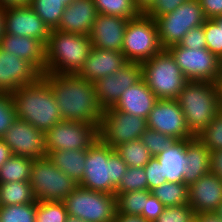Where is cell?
<instances>
[{
	"label": "cell",
	"instance_id": "d4e9b609",
	"mask_svg": "<svg viewBox=\"0 0 222 222\" xmlns=\"http://www.w3.org/2000/svg\"><path fill=\"white\" fill-rule=\"evenodd\" d=\"M186 166L182 181L190 185L210 172V150L197 138L185 140Z\"/></svg>",
	"mask_w": 222,
	"mask_h": 222
},
{
	"label": "cell",
	"instance_id": "4fadbf2b",
	"mask_svg": "<svg viewBox=\"0 0 222 222\" xmlns=\"http://www.w3.org/2000/svg\"><path fill=\"white\" fill-rule=\"evenodd\" d=\"M167 50L188 80L217 83L221 60L207 48L194 51L176 44Z\"/></svg>",
	"mask_w": 222,
	"mask_h": 222
},
{
	"label": "cell",
	"instance_id": "83f0119b",
	"mask_svg": "<svg viewBox=\"0 0 222 222\" xmlns=\"http://www.w3.org/2000/svg\"><path fill=\"white\" fill-rule=\"evenodd\" d=\"M34 201L29 181L0 183V206L28 204Z\"/></svg>",
	"mask_w": 222,
	"mask_h": 222
},
{
	"label": "cell",
	"instance_id": "b9f144b4",
	"mask_svg": "<svg viewBox=\"0 0 222 222\" xmlns=\"http://www.w3.org/2000/svg\"><path fill=\"white\" fill-rule=\"evenodd\" d=\"M16 119L13 99L9 93L0 92V138Z\"/></svg>",
	"mask_w": 222,
	"mask_h": 222
},
{
	"label": "cell",
	"instance_id": "816d5d0a",
	"mask_svg": "<svg viewBox=\"0 0 222 222\" xmlns=\"http://www.w3.org/2000/svg\"><path fill=\"white\" fill-rule=\"evenodd\" d=\"M12 155L11 148L0 138V168Z\"/></svg>",
	"mask_w": 222,
	"mask_h": 222
},
{
	"label": "cell",
	"instance_id": "1f68e13d",
	"mask_svg": "<svg viewBox=\"0 0 222 222\" xmlns=\"http://www.w3.org/2000/svg\"><path fill=\"white\" fill-rule=\"evenodd\" d=\"M30 7L50 30L56 29L59 26L62 14L66 8L63 0H32Z\"/></svg>",
	"mask_w": 222,
	"mask_h": 222
},
{
	"label": "cell",
	"instance_id": "ab89813d",
	"mask_svg": "<svg viewBox=\"0 0 222 222\" xmlns=\"http://www.w3.org/2000/svg\"><path fill=\"white\" fill-rule=\"evenodd\" d=\"M140 140L153 157H157L176 142L171 136L148 128L143 132Z\"/></svg>",
	"mask_w": 222,
	"mask_h": 222
},
{
	"label": "cell",
	"instance_id": "7a4b0ae2",
	"mask_svg": "<svg viewBox=\"0 0 222 222\" xmlns=\"http://www.w3.org/2000/svg\"><path fill=\"white\" fill-rule=\"evenodd\" d=\"M16 118L22 119L44 133L63 121L52 89L41 76L10 94Z\"/></svg>",
	"mask_w": 222,
	"mask_h": 222
},
{
	"label": "cell",
	"instance_id": "836d02e7",
	"mask_svg": "<svg viewBox=\"0 0 222 222\" xmlns=\"http://www.w3.org/2000/svg\"><path fill=\"white\" fill-rule=\"evenodd\" d=\"M97 12L132 19L141 14L134 0H93Z\"/></svg>",
	"mask_w": 222,
	"mask_h": 222
},
{
	"label": "cell",
	"instance_id": "277c9868",
	"mask_svg": "<svg viewBox=\"0 0 222 222\" xmlns=\"http://www.w3.org/2000/svg\"><path fill=\"white\" fill-rule=\"evenodd\" d=\"M176 100L185 117L189 131L196 137L222 108L217 83L188 81Z\"/></svg>",
	"mask_w": 222,
	"mask_h": 222
},
{
	"label": "cell",
	"instance_id": "ac0fdd59",
	"mask_svg": "<svg viewBox=\"0 0 222 222\" xmlns=\"http://www.w3.org/2000/svg\"><path fill=\"white\" fill-rule=\"evenodd\" d=\"M50 32L30 6L4 10V33L36 38L46 45Z\"/></svg>",
	"mask_w": 222,
	"mask_h": 222
},
{
	"label": "cell",
	"instance_id": "681fc988",
	"mask_svg": "<svg viewBox=\"0 0 222 222\" xmlns=\"http://www.w3.org/2000/svg\"><path fill=\"white\" fill-rule=\"evenodd\" d=\"M32 0H0V6L3 9L28 7L31 6Z\"/></svg>",
	"mask_w": 222,
	"mask_h": 222
},
{
	"label": "cell",
	"instance_id": "7c38bea8",
	"mask_svg": "<svg viewBox=\"0 0 222 222\" xmlns=\"http://www.w3.org/2000/svg\"><path fill=\"white\" fill-rule=\"evenodd\" d=\"M147 128L146 118L109 107L103 110L99 124V139L115 149L123 143L139 140Z\"/></svg>",
	"mask_w": 222,
	"mask_h": 222
},
{
	"label": "cell",
	"instance_id": "d6986e66",
	"mask_svg": "<svg viewBox=\"0 0 222 222\" xmlns=\"http://www.w3.org/2000/svg\"><path fill=\"white\" fill-rule=\"evenodd\" d=\"M129 20L98 13L89 34L92 48L121 52L124 32Z\"/></svg>",
	"mask_w": 222,
	"mask_h": 222
},
{
	"label": "cell",
	"instance_id": "3957f363",
	"mask_svg": "<svg viewBox=\"0 0 222 222\" xmlns=\"http://www.w3.org/2000/svg\"><path fill=\"white\" fill-rule=\"evenodd\" d=\"M127 164L114 148L98 139L87 149L80 187L115 195Z\"/></svg>",
	"mask_w": 222,
	"mask_h": 222
},
{
	"label": "cell",
	"instance_id": "6da1fadb",
	"mask_svg": "<svg viewBox=\"0 0 222 222\" xmlns=\"http://www.w3.org/2000/svg\"><path fill=\"white\" fill-rule=\"evenodd\" d=\"M42 77L52 89L63 120L100 124L104 109L93 82L77 74L48 73Z\"/></svg>",
	"mask_w": 222,
	"mask_h": 222
},
{
	"label": "cell",
	"instance_id": "30bf717a",
	"mask_svg": "<svg viewBox=\"0 0 222 222\" xmlns=\"http://www.w3.org/2000/svg\"><path fill=\"white\" fill-rule=\"evenodd\" d=\"M206 20L199 0H187L173 12L157 17L155 21L162 48L179 44L189 30L203 25Z\"/></svg>",
	"mask_w": 222,
	"mask_h": 222
},
{
	"label": "cell",
	"instance_id": "5bb4252c",
	"mask_svg": "<svg viewBox=\"0 0 222 222\" xmlns=\"http://www.w3.org/2000/svg\"><path fill=\"white\" fill-rule=\"evenodd\" d=\"M148 129L171 136L176 141L195 137L188 129L184 113L176 99H158L147 118Z\"/></svg>",
	"mask_w": 222,
	"mask_h": 222
},
{
	"label": "cell",
	"instance_id": "7402d4cb",
	"mask_svg": "<svg viewBox=\"0 0 222 222\" xmlns=\"http://www.w3.org/2000/svg\"><path fill=\"white\" fill-rule=\"evenodd\" d=\"M97 15L93 0H75L65 8L56 29L65 33L89 35Z\"/></svg>",
	"mask_w": 222,
	"mask_h": 222
},
{
	"label": "cell",
	"instance_id": "9a60e30c",
	"mask_svg": "<svg viewBox=\"0 0 222 222\" xmlns=\"http://www.w3.org/2000/svg\"><path fill=\"white\" fill-rule=\"evenodd\" d=\"M1 139L13 155L34 160L47 156L45 133L22 119L16 118Z\"/></svg>",
	"mask_w": 222,
	"mask_h": 222
},
{
	"label": "cell",
	"instance_id": "e0dca14e",
	"mask_svg": "<svg viewBox=\"0 0 222 222\" xmlns=\"http://www.w3.org/2000/svg\"><path fill=\"white\" fill-rule=\"evenodd\" d=\"M41 76L42 73L32 63L0 48V92L11 94Z\"/></svg>",
	"mask_w": 222,
	"mask_h": 222
},
{
	"label": "cell",
	"instance_id": "e575fe53",
	"mask_svg": "<svg viewBox=\"0 0 222 222\" xmlns=\"http://www.w3.org/2000/svg\"><path fill=\"white\" fill-rule=\"evenodd\" d=\"M0 222H36V200L28 204L0 206Z\"/></svg>",
	"mask_w": 222,
	"mask_h": 222
},
{
	"label": "cell",
	"instance_id": "484cf974",
	"mask_svg": "<svg viewBox=\"0 0 222 222\" xmlns=\"http://www.w3.org/2000/svg\"><path fill=\"white\" fill-rule=\"evenodd\" d=\"M86 150H56L47 152L48 158L78 185L82 181L86 162Z\"/></svg>",
	"mask_w": 222,
	"mask_h": 222
},
{
	"label": "cell",
	"instance_id": "52a82bcc",
	"mask_svg": "<svg viewBox=\"0 0 222 222\" xmlns=\"http://www.w3.org/2000/svg\"><path fill=\"white\" fill-rule=\"evenodd\" d=\"M156 21L146 13L129 20L121 48L128 62L142 63L162 50Z\"/></svg>",
	"mask_w": 222,
	"mask_h": 222
},
{
	"label": "cell",
	"instance_id": "f5cc1de1",
	"mask_svg": "<svg viewBox=\"0 0 222 222\" xmlns=\"http://www.w3.org/2000/svg\"><path fill=\"white\" fill-rule=\"evenodd\" d=\"M113 222H148L142 216L115 214Z\"/></svg>",
	"mask_w": 222,
	"mask_h": 222
},
{
	"label": "cell",
	"instance_id": "ffe728a7",
	"mask_svg": "<svg viewBox=\"0 0 222 222\" xmlns=\"http://www.w3.org/2000/svg\"><path fill=\"white\" fill-rule=\"evenodd\" d=\"M222 203V180L211 172L189 185L188 205L195 214L215 212Z\"/></svg>",
	"mask_w": 222,
	"mask_h": 222
},
{
	"label": "cell",
	"instance_id": "7dc6e473",
	"mask_svg": "<svg viewBox=\"0 0 222 222\" xmlns=\"http://www.w3.org/2000/svg\"><path fill=\"white\" fill-rule=\"evenodd\" d=\"M207 19L222 15V0H199Z\"/></svg>",
	"mask_w": 222,
	"mask_h": 222
},
{
	"label": "cell",
	"instance_id": "7bdbcfd3",
	"mask_svg": "<svg viewBox=\"0 0 222 222\" xmlns=\"http://www.w3.org/2000/svg\"><path fill=\"white\" fill-rule=\"evenodd\" d=\"M144 171L147 177L148 190L150 192L167 181L157 157H153L144 166Z\"/></svg>",
	"mask_w": 222,
	"mask_h": 222
},
{
	"label": "cell",
	"instance_id": "74e56055",
	"mask_svg": "<svg viewBox=\"0 0 222 222\" xmlns=\"http://www.w3.org/2000/svg\"><path fill=\"white\" fill-rule=\"evenodd\" d=\"M210 151L222 149V108L206 128L196 136Z\"/></svg>",
	"mask_w": 222,
	"mask_h": 222
},
{
	"label": "cell",
	"instance_id": "680465c9",
	"mask_svg": "<svg viewBox=\"0 0 222 222\" xmlns=\"http://www.w3.org/2000/svg\"><path fill=\"white\" fill-rule=\"evenodd\" d=\"M215 213L218 215L219 218L222 219V203L218 207V209L215 211Z\"/></svg>",
	"mask_w": 222,
	"mask_h": 222
},
{
	"label": "cell",
	"instance_id": "ee69618b",
	"mask_svg": "<svg viewBox=\"0 0 222 222\" xmlns=\"http://www.w3.org/2000/svg\"><path fill=\"white\" fill-rule=\"evenodd\" d=\"M181 47L198 50L207 48L204 26L200 25L189 30L178 44Z\"/></svg>",
	"mask_w": 222,
	"mask_h": 222
},
{
	"label": "cell",
	"instance_id": "603a6c76",
	"mask_svg": "<svg viewBox=\"0 0 222 222\" xmlns=\"http://www.w3.org/2000/svg\"><path fill=\"white\" fill-rule=\"evenodd\" d=\"M0 48L10 54L16 55L18 58L29 61L44 74L46 47L42 41L27 36L4 33L0 41Z\"/></svg>",
	"mask_w": 222,
	"mask_h": 222
},
{
	"label": "cell",
	"instance_id": "cb8c5ba5",
	"mask_svg": "<svg viewBox=\"0 0 222 222\" xmlns=\"http://www.w3.org/2000/svg\"><path fill=\"white\" fill-rule=\"evenodd\" d=\"M157 100L155 94L141 78L122 93L112 108L147 119Z\"/></svg>",
	"mask_w": 222,
	"mask_h": 222
},
{
	"label": "cell",
	"instance_id": "60d3db41",
	"mask_svg": "<svg viewBox=\"0 0 222 222\" xmlns=\"http://www.w3.org/2000/svg\"><path fill=\"white\" fill-rule=\"evenodd\" d=\"M196 214L188 205L165 207L164 212L154 222H195Z\"/></svg>",
	"mask_w": 222,
	"mask_h": 222
},
{
	"label": "cell",
	"instance_id": "f546056e",
	"mask_svg": "<svg viewBox=\"0 0 222 222\" xmlns=\"http://www.w3.org/2000/svg\"><path fill=\"white\" fill-rule=\"evenodd\" d=\"M151 193L160 200L165 207L188 204L189 186L183 181H166L154 188Z\"/></svg>",
	"mask_w": 222,
	"mask_h": 222
},
{
	"label": "cell",
	"instance_id": "f35d334b",
	"mask_svg": "<svg viewBox=\"0 0 222 222\" xmlns=\"http://www.w3.org/2000/svg\"><path fill=\"white\" fill-rule=\"evenodd\" d=\"M148 190L144 167H128L115 192Z\"/></svg>",
	"mask_w": 222,
	"mask_h": 222
},
{
	"label": "cell",
	"instance_id": "f6af8a7d",
	"mask_svg": "<svg viewBox=\"0 0 222 222\" xmlns=\"http://www.w3.org/2000/svg\"><path fill=\"white\" fill-rule=\"evenodd\" d=\"M186 1L187 0H156L146 14L155 20L157 17L173 12Z\"/></svg>",
	"mask_w": 222,
	"mask_h": 222
},
{
	"label": "cell",
	"instance_id": "8fae6325",
	"mask_svg": "<svg viewBox=\"0 0 222 222\" xmlns=\"http://www.w3.org/2000/svg\"><path fill=\"white\" fill-rule=\"evenodd\" d=\"M99 139V124L61 121L45 132L47 152L86 150Z\"/></svg>",
	"mask_w": 222,
	"mask_h": 222
},
{
	"label": "cell",
	"instance_id": "91938a15",
	"mask_svg": "<svg viewBox=\"0 0 222 222\" xmlns=\"http://www.w3.org/2000/svg\"><path fill=\"white\" fill-rule=\"evenodd\" d=\"M64 1V5L67 7L69 6L71 3H73L75 0H63Z\"/></svg>",
	"mask_w": 222,
	"mask_h": 222
},
{
	"label": "cell",
	"instance_id": "5b68a950",
	"mask_svg": "<svg viewBox=\"0 0 222 222\" xmlns=\"http://www.w3.org/2000/svg\"><path fill=\"white\" fill-rule=\"evenodd\" d=\"M45 47L44 74H77L90 54L92 43L89 35L65 33L53 29Z\"/></svg>",
	"mask_w": 222,
	"mask_h": 222
},
{
	"label": "cell",
	"instance_id": "4dcf8cb0",
	"mask_svg": "<svg viewBox=\"0 0 222 222\" xmlns=\"http://www.w3.org/2000/svg\"><path fill=\"white\" fill-rule=\"evenodd\" d=\"M150 193L149 190L115 192L116 213L141 216Z\"/></svg>",
	"mask_w": 222,
	"mask_h": 222
},
{
	"label": "cell",
	"instance_id": "f1b7e54d",
	"mask_svg": "<svg viewBox=\"0 0 222 222\" xmlns=\"http://www.w3.org/2000/svg\"><path fill=\"white\" fill-rule=\"evenodd\" d=\"M34 159L12 155L0 168V183L30 181Z\"/></svg>",
	"mask_w": 222,
	"mask_h": 222
},
{
	"label": "cell",
	"instance_id": "11a10c76",
	"mask_svg": "<svg viewBox=\"0 0 222 222\" xmlns=\"http://www.w3.org/2000/svg\"><path fill=\"white\" fill-rule=\"evenodd\" d=\"M4 10L5 9L0 6V41L4 34Z\"/></svg>",
	"mask_w": 222,
	"mask_h": 222
},
{
	"label": "cell",
	"instance_id": "9f6ffc18",
	"mask_svg": "<svg viewBox=\"0 0 222 222\" xmlns=\"http://www.w3.org/2000/svg\"><path fill=\"white\" fill-rule=\"evenodd\" d=\"M217 86L220 89V97L222 102V59L220 61V73H219V79L217 81Z\"/></svg>",
	"mask_w": 222,
	"mask_h": 222
},
{
	"label": "cell",
	"instance_id": "ba28073f",
	"mask_svg": "<svg viewBox=\"0 0 222 222\" xmlns=\"http://www.w3.org/2000/svg\"><path fill=\"white\" fill-rule=\"evenodd\" d=\"M29 182L36 201L63 202L79 186L48 156L33 161Z\"/></svg>",
	"mask_w": 222,
	"mask_h": 222
},
{
	"label": "cell",
	"instance_id": "d6a6232c",
	"mask_svg": "<svg viewBox=\"0 0 222 222\" xmlns=\"http://www.w3.org/2000/svg\"><path fill=\"white\" fill-rule=\"evenodd\" d=\"M128 167H144L153 156L142 141H129L115 148Z\"/></svg>",
	"mask_w": 222,
	"mask_h": 222
},
{
	"label": "cell",
	"instance_id": "6f0895ef",
	"mask_svg": "<svg viewBox=\"0 0 222 222\" xmlns=\"http://www.w3.org/2000/svg\"><path fill=\"white\" fill-rule=\"evenodd\" d=\"M65 222H86V221L81 218L68 215Z\"/></svg>",
	"mask_w": 222,
	"mask_h": 222
},
{
	"label": "cell",
	"instance_id": "bcb514c9",
	"mask_svg": "<svg viewBox=\"0 0 222 222\" xmlns=\"http://www.w3.org/2000/svg\"><path fill=\"white\" fill-rule=\"evenodd\" d=\"M165 206L152 193L147 196L145 208H143L142 217L148 222H154L164 212Z\"/></svg>",
	"mask_w": 222,
	"mask_h": 222
},
{
	"label": "cell",
	"instance_id": "8d00e7d4",
	"mask_svg": "<svg viewBox=\"0 0 222 222\" xmlns=\"http://www.w3.org/2000/svg\"><path fill=\"white\" fill-rule=\"evenodd\" d=\"M207 49L222 59V15L207 19L204 23Z\"/></svg>",
	"mask_w": 222,
	"mask_h": 222
},
{
	"label": "cell",
	"instance_id": "db71d44e",
	"mask_svg": "<svg viewBox=\"0 0 222 222\" xmlns=\"http://www.w3.org/2000/svg\"><path fill=\"white\" fill-rule=\"evenodd\" d=\"M156 0H134L135 5L140 10L141 13H146Z\"/></svg>",
	"mask_w": 222,
	"mask_h": 222
},
{
	"label": "cell",
	"instance_id": "f907efd6",
	"mask_svg": "<svg viewBox=\"0 0 222 222\" xmlns=\"http://www.w3.org/2000/svg\"><path fill=\"white\" fill-rule=\"evenodd\" d=\"M195 222H222L215 212H204L196 214Z\"/></svg>",
	"mask_w": 222,
	"mask_h": 222
},
{
	"label": "cell",
	"instance_id": "9c48e42d",
	"mask_svg": "<svg viewBox=\"0 0 222 222\" xmlns=\"http://www.w3.org/2000/svg\"><path fill=\"white\" fill-rule=\"evenodd\" d=\"M63 203L68 215L86 222H113L116 214V196L78 186Z\"/></svg>",
	"mask_w": 222,
	"mask_h": 222
},
{
	"label": "cell",
	"instance_id": "4316f807",
	"mask_svg": "<svg viewBox=\"0 0 222 222\" xmlns=\"http://www.w3.org/2000/svg\"><path fill=\"white\" fill-rule=\"evenodd\" d=\"M167 181H182L186 166L185 141H176L157 156Z\"/></svg>",
	"mask_w": 222,
	"mask_h": 222
},
{
	"label": "cell",
	"instance_id": "44dd1931",
	"mask_svg": "<svg viewBox=\"0 0 222 222\" xmlns=\"http://www.w3.org/2000/svg\"><path fill=\"white\" fill-rule=\"evenodd\" d=\"M127 62L122 52L92 48L77 75L95 83L102 77L114 74L125 66Z\"/></svg>",
	"mask_w": 222,
	"mask_h": 222
},
{
	"label": "cell",
	"instance_id": "8992f818",
	"mask_svg": "<svg viewBox=\"0 0 222 222\" xmlns=\"http://www.w3.org/2000/svg\"><path fill=\"white\" fill-rule=\"evenodd\" d=\"M141 76L157 99H176L189 81L167 49L141 63Z\"/></svg>",
	"mask_w": 222,
	"mask_h": 222
},
{
	"label": "cell",
	"instance_id": "c3c4849f",
	"mask_svg": "<svg viewBox=\"0 0 222 222\" xmlns=\"http://www.w3.org/2000/svg\"><path fill=\"white\" fill-rule=\"evenodd\" d=\"M210 172L222 180V149L210 151Z\"/></svg>",
	"mask_w": 222,
	"mask_h": 222
},
{
	"label": "cell",
	"instance_id": "2e32d148",
	"mask_svg": "<svg viewBox=\"0 0 222 222\" xmlns=\"http://www.w3.org/2000/svg\"><path fill=\"white\" fill-rule=\"evenodd\" d=\"M141 78V63L127 62L114 74L102 77L94 83L98 103L103 109L112 107L122 93Z\"/></svg>",
	"mask_w": 222,
	"mask_h": 222
},
{
	"label": "cell",
	"instance_id": "d590c367",
	"mask_svg": "<svg viewBox=\"0 0 222 222\" xmlns=\"http://www.w3.org/2000/svg\"><path fill=\"white\" fill-rule=\"evenodd\" d=\"M67 216L63 202L36 201V222H65Z\"/></svg>",
	"mask_w": 222,
	"mask_h": 222
}]
</instances>
